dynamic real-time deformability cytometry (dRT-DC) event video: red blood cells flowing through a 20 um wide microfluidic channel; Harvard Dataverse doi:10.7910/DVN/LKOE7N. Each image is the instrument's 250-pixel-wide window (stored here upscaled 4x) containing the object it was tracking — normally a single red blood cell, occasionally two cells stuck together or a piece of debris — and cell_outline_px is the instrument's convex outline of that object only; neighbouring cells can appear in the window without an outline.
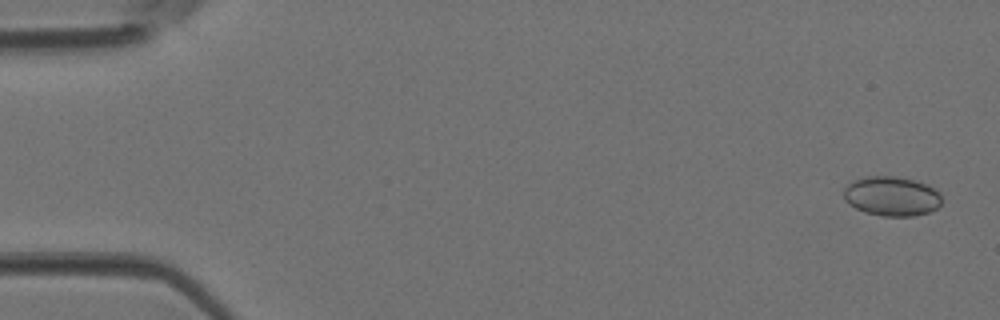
{"species": "Egyptian fruit bat (a non-hibernating species)", "species_latin": "Rousettus aegyptiacus", "temperature_condition": "room temperature", "stored_images_in_passage": 4, "camera_frame_rate_fps": 3000, "um_per_image_px": 0.085, "animal": {"sex": "female"}, "frame": {"image": 1, "passage_image": 1, "time_ms": 0.0, "image_size_px": [1000, 320], "cell_outline_px": [[940, 204], [936, 208], [928, 212], [912, 216], [884, 216], [864, 212], [848, 204], [844, 200], [844, 188], [852, 180], [868, 176], [892, 176], [912, 180], [928, 184], [940, 196]], "centroid_in_image_um": [75.74, 16.68], "position_along_channel_um": 9.3, "area_um2": 22.37}}
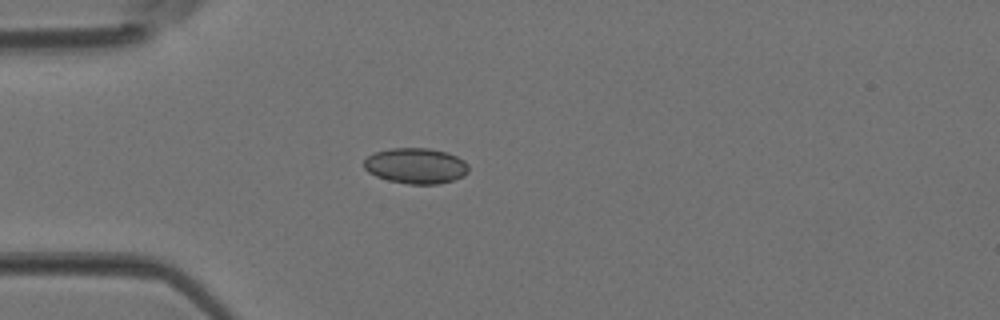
{"frame": {"image": 2, "passage_image": 4, "time_ms": 1.0, "image_size_px": [1000, 320], "cell_outline_px": [[468, 172], [464, 176], [440, 184], [408, 184], [388, 180], [376, 176], [368, 172], [364, 168], [364, 160], [368, 156], [376, 152], [392, 148], [428, 148], [448, 152], [464, 160], [468, 164]], "centroid_in_image_um": [35.36, 14.09], "position_along_channel_um": 49.6, "area_um2": 21.79}}